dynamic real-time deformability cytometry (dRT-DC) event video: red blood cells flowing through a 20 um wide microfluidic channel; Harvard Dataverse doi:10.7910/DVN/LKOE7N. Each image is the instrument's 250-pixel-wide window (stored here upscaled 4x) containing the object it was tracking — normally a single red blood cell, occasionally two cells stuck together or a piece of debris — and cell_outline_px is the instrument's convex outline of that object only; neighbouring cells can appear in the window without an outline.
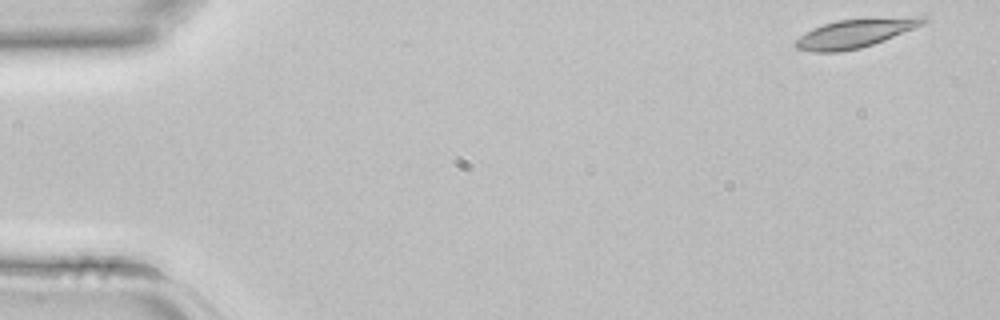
{"species": "common noctule bat (a hibernating species)", "species_latin": "Nyctalus noctula", "temperature_condition": "room temperature", "stored_images_in_passage": 42, "camera_frame_rate_fps": 3000, "um_per_image_px": 0.085, "animal": {"sex": "female", "body_mass_g": 22.7, "forearm_length_mm": 54.2}, "frame": {"image": 1, "passage_image": 1, "time_ms": 0.0, "image_size_px": [1000, 320], "cell_outline_px": [[928, 20], [924, 24], [884, 40], [860, 48], [840, 52], [812, 52], [796, 48], [792, 44], [804, 32], [812, 28], [836, 20], [916, 16], [924, 16]], "centroid_in_image_um": [72.65, 2.83], "position_along_channel_um": 12.3, "area_um2": 21.33}}
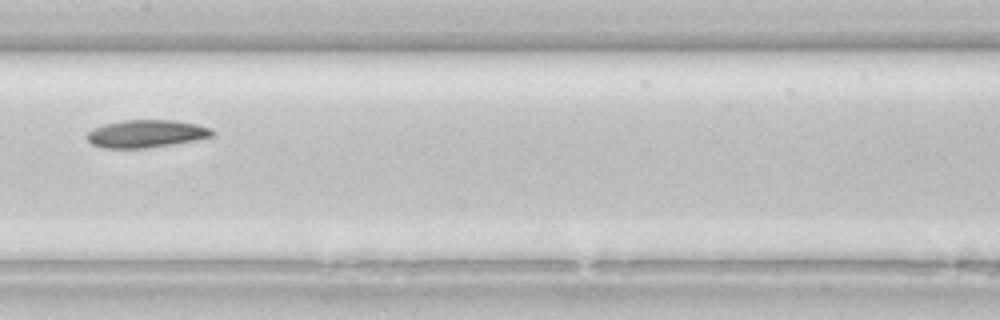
{"frame": {"image": 2, "passage_image": 21, "time_ms": 6.667, "image_size_px": [1000, 320], "cell_outline_px": [[216, 136], [196, 140], [172, 144], [144, 148], [104, 148], [92, 144], [88, 140], [88, 132], [104, 124], [124, 120], [172, 120], [196, 124], [208, 128], [216, 132]], "centroid_in_image_um": [12.47, 11.37], "position_along_channel_um": 194.9, "area_um2": 20.0}}
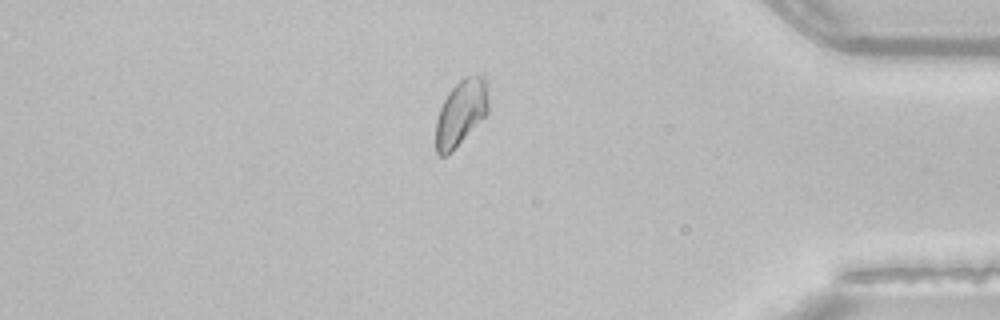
{"frame": {"image": 3, "passage_image": 36, "time_ms": 11.667, "image_size_px": [1000, 320], "cell_outline_px": [[488, 112], [452, 152], [444, 156], [440, 156], [436, 152], [436, 120], [440, 108], [448, 92], [464, 76], [480, 76], [488, 80]], "centroid_in_image_um": [39.18, 9.58], "position_along_channel_um": 396.0, "area_um2": 20.11}}